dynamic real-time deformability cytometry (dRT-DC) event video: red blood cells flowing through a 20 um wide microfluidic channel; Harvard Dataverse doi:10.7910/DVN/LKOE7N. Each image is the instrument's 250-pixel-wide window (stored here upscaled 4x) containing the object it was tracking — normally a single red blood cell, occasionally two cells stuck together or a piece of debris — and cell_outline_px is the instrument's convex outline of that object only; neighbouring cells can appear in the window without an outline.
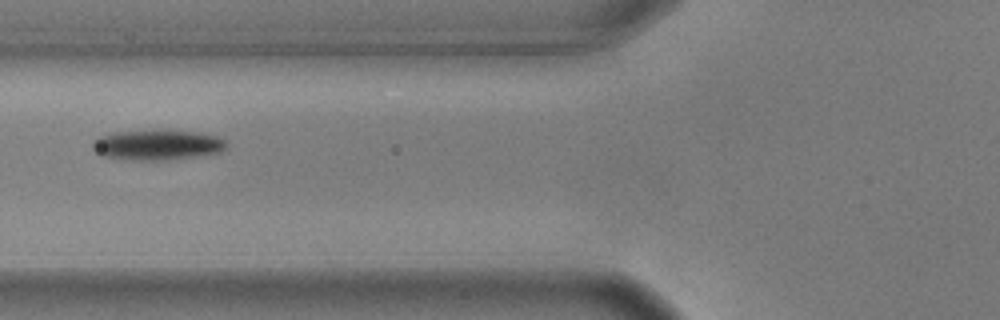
{"species": "common noctule bat (a hibernating species)", "species_latin": "Nyctalus noctula", "temperature_condition": "warm", "stored_images_in_passage": 40, "camera_frame_rate_fps": 3000, "um_per_image_px": 0.085, "animal": {"sex": "male", "body_mass_g": 17.9, "forearm_length_mm": 54.2}, "frame": {"image": 1, "passage_image": 6, "time_ms": 1.667, "image_size_px": [1000, 320], "cell_outline_px": [[228, 148], [220, 152], [172, 160], [124, 160], [104, 156], [96, 152], [92, 148], [92, 144], [100, 136], [112, 132], [200, 132], [216, 136], [228, 140]], "centroid_in_image_um": [13.42, 12.35], "position_along_channel_um": 112.4, "area_um2": 23.24}}
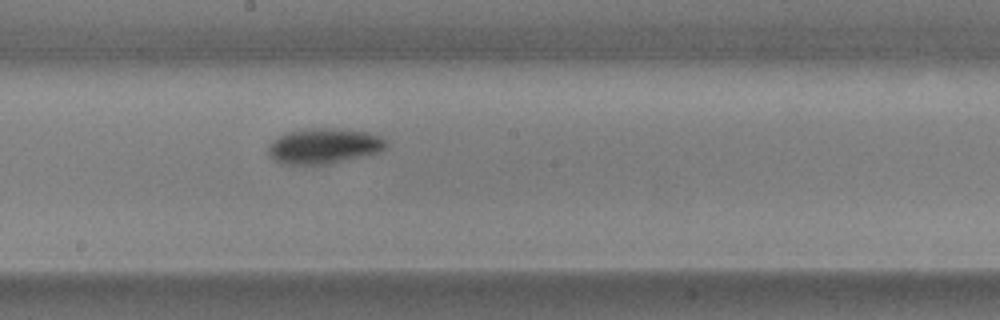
{"frame": {"image": 2, "passage_image": 15, "time_ms": 4.667, "image_size_px": [1000, 320], "cell_outline_px": [[388, 144], [380, 152], [328, 164], [280, 164], [272, 160], [268, 152], [268, 144], [276, 136], [288, 132], [312, 128], [336, 128], [368, 132], [380, 136], [388, 140]], "centroid_in_image_um": [27.51, 12.41], "position_along_channel_um": 220.7, "area_um2": 24.57}}
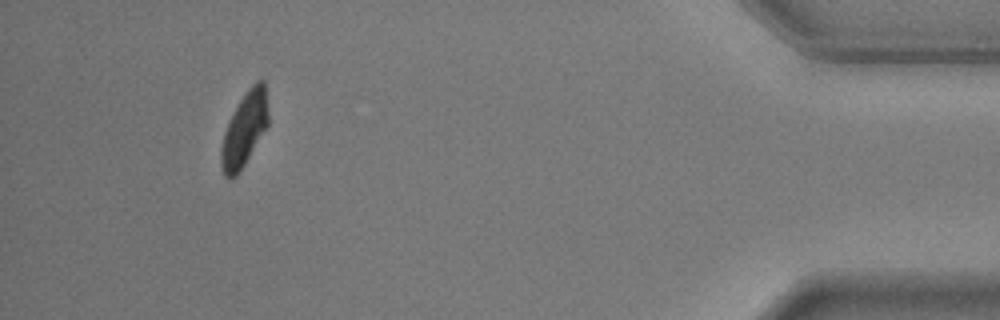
{"frame": {"image": 3, "passage_image": 36, "time_ms": 11.667, "image_size_px": [1000, 320], "cell_outline_px": [[268, 124], [240, 172], [232, 180], [228, 180], [224, 176], [220, 164], [220, 148], [224, 132], [240, 100], [248, 88], [256, 80], [264, 80], [268, 112]], "centroid_in_image_um": [20.75, 11.05], "position_along_channel_um": 414.4, "area_um2": 20.23}, "authors_computed_cell_mechanics": {"area_um2": 23.0333, "velocity_mm_per_s": 3.6105, "shape_relaxation_time_tau1_ms": 3.0177, "shape_relaxation_time_tau2_ms": null, "deformation_change_tau1": 0.1646, "deformation_change_tau2": null}}